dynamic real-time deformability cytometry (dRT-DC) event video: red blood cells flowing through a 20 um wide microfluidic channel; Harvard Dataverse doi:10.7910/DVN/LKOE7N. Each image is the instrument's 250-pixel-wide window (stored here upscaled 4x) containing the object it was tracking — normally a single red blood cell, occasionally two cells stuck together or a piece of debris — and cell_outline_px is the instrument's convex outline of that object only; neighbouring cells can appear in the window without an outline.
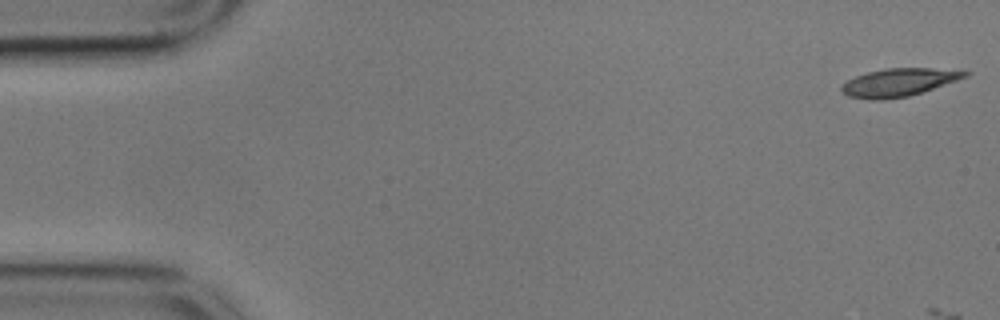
{"species": "common noctule bat (a hibernating species)", "species_latin": "Nyctalus noctula", "temperature_condition": "cold", "stored_images_in_passage": 4, "camera_frame_rate_fps": 3000, "um_per_image_px": 0.085, "animal": {"sex": "male", "body_mass_g": 17.9}, "frame": {"image": 1, "passage_image": 1, "time_ms": 0.0, "image_size_px": [1000, 320], "cell_outline_px": [[972, 72], [968, 76], [908, 96], [880, 100], [868, 100], [848, 96], [840, 88], [848, 80], [856, 76], [868, 72], [884, 68], [932, 68]], "centroid_in_image_um": [76.37, 7.0], "position_along_channel_um": 8.6, "area_um2": 19.71}}